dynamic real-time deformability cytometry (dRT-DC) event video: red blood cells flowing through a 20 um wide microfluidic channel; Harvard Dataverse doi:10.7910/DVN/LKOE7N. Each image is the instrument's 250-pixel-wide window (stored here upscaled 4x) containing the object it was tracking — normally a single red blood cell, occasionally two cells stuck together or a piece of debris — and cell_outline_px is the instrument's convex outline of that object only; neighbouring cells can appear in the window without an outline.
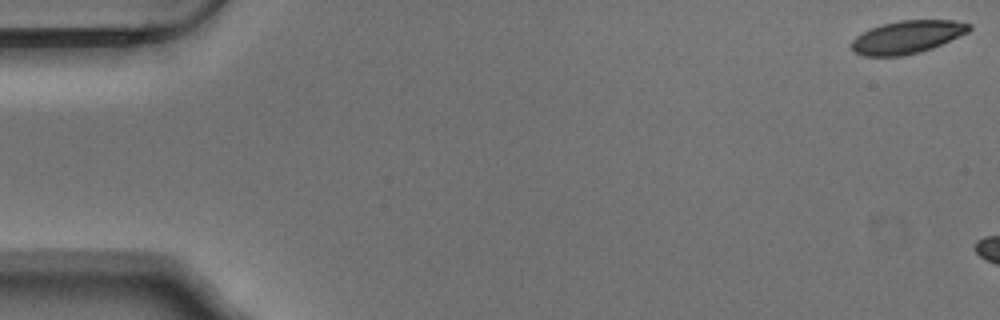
{"species": "Egyptian fruit bat (a non-hibernating species)", "species_latin": "Rousettus aegyptiacus", "temperature_condition": "warm", "stored_images_in_passage": 5, "camera_frame_rate_fps": 3000, "um_per_image_px": 0.085, "animal": {"sex": "male"}, "frame": {"image": 1, "passage_image": 1, "time_ms": 0.0, "image_size_px": [1000, 320], "cell_outline_px": [[972, 28], [968, 32], [932, 48], [920, 52], [904, 56], [864, 56], [852, 52], [852, 40], [856, 36], [880, 24], [900, 20], [952, 20], [972, 24]], "centroid_in_image_um": [77.1, 3.15], "position_along_channel_um": 7.9, "area_um2": 22.54}}